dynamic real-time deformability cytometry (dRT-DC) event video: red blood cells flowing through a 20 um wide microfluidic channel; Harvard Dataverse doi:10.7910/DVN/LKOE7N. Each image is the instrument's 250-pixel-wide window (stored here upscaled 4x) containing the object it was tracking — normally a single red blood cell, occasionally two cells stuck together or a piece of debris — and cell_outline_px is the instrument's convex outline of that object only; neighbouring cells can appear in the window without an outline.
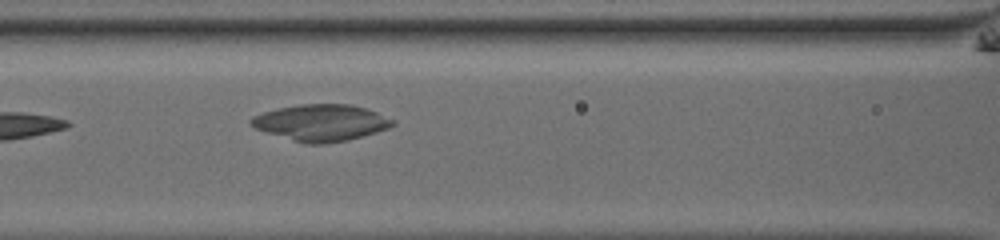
{"species": "common noctule bat (a hibernating species)", "species_latin": "Nyctalus noctula", "temperature_condition": "room temperature", "stored_images_in_passage": 24, "camera_frame_rate_fps": 3000, "um_per_image_px": 0.085, "animal": {"sex": "male", "body_mass_g": 13.0, "forearm_length_mm": 53.1}, "frame": {"image": 1, "passage_image": 8, "time_ms": 2.333, "image_size_px": [1000, 240], "cell_outline_px": [[396, 124], [388, 128], [376, 132], [348, 140], [320, 144], [304, 144], [256, 128], [248, 124], [248, 120], [252, 116], [276, 108], [300, 104], [352, 104], [376, 112], [396, 120]], "centroid_in_image_um": [27.29, 10.42], "position_along_channel_um": 139.3, "area_um2": 30.11}}